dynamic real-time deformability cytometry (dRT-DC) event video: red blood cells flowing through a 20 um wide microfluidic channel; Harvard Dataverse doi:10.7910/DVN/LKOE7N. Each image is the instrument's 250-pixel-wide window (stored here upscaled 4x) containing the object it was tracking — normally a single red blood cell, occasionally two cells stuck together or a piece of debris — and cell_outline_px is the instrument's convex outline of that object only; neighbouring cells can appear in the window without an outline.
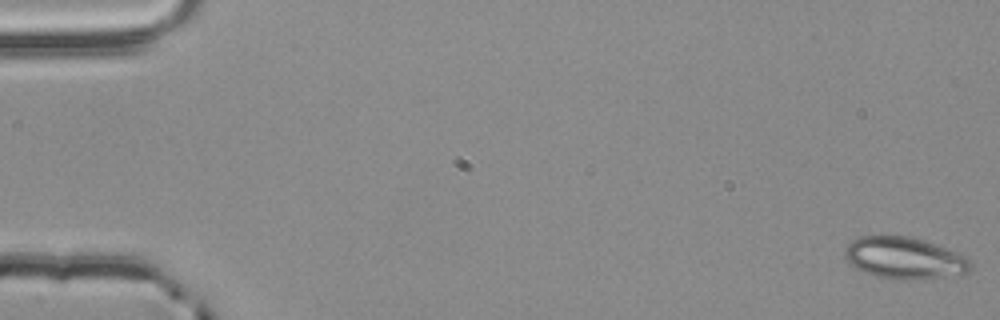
{"species": "common noctule bat (a hibernating species)", "species_latin": "Nyctalus noctula", "temperature_condition": "room temperature", "stored_images_in_passage": 24, "camera_frame_rate_fps": 3000, "um_per_image_px": 0.085, "animal": {"sex": "male", "body_mass_g": 20.4}, "frame": {"image": 1, "passage_image": 1, "time_ms": 0.0, "image_size_px": [1000, 320], "cell_outline_px": [[972, 268], [968, 272], [944, 276], [916, 280], [900, 280], [876, 276], [856, 268], [844, 256], [844, 252], [848, 244], [852, 240], [860, 236], [908, 236], [924, 240], [956, 252], [972, 260]], "centroid_in_image_um": [76.88, 21.93], "position_along_channel_um": 8.1, "area_um2": 30.4}}
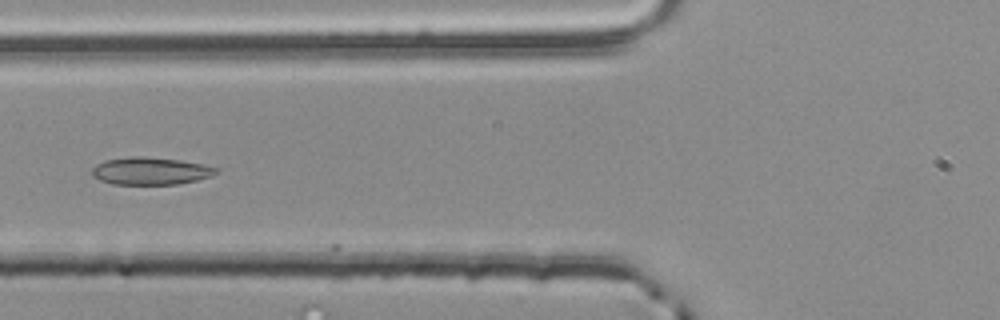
{"frame": {"image": 2, "passage_image": 22, "time_ms": 7.0, "image_size_px": [1000, 320], "cell_outline_px": [[220, 172], [212, 176], [196, 180], [176, 184], [112, 184], [100, 180], [92, 176], [92, 168], [96, 164], [104, 160], [132, 156], [144, 156], [180, 160], [204, 164], [220, 168]], "centroid_in_image_um": [12.82, 14.52], "position_along_channel_um": 113.0, "area_um2": 20.06}}